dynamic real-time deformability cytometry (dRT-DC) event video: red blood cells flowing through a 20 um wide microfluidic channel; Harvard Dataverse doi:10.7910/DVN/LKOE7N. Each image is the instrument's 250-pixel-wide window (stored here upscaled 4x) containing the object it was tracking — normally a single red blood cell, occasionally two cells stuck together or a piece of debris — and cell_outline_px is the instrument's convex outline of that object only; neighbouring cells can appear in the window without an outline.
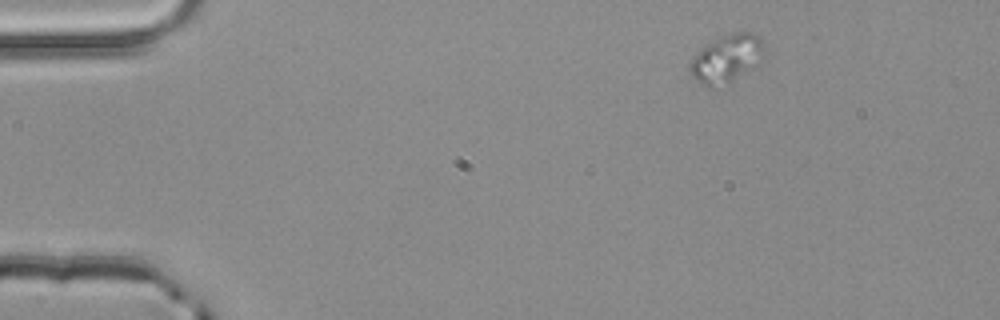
{"species": "common noctule bat (a hibernating species)", "species_latin": "Nyctalus noctula", "temperature_condition": "room temperature", "stored_images_in_passage": 3, "camera_frame_rate_fps": 3000, "um_per_image_px": 0.085, "animal": {"sex": "male", "body_mass_g": 20.4}, "frame": {"image": 1, "passage_image": 1, "time_ms": 0.0, "image_size_px": [1000, 320], "cell_outline_px": [[764, 52], [756, 64], [752, 68], [728, 84], [712, 88], [704, 84], [692, 76], [688, 68], [688, 64], [700, 48], [704, 44], [732, 32], [752, 32], [760, 36], [764, 40]], "centroid_in_image_um": [61.76, 4.96], "position_along_channel_um": 23.2, "area_um2": 20.81}}
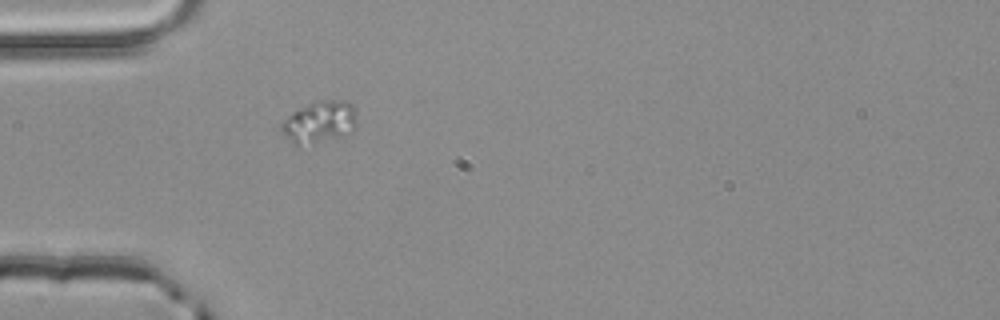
{"frame": {"image": 2, "passage_image": 3, "time_ms": 0.667, "image_size_px": [1000, 320], "cell_outline_px": [[356, 124], [352, 132], [344, 136], [300, 148], [296, 148], [292, 144], [280, 128], [280, 124], [288, 116], [312, 100], [344, 100], [352, 104], [356, 112]], "centroid_in_image_um": [27.15, 10.41], "position_along_channel_um": 57.8, "area_um2": 19.07}}